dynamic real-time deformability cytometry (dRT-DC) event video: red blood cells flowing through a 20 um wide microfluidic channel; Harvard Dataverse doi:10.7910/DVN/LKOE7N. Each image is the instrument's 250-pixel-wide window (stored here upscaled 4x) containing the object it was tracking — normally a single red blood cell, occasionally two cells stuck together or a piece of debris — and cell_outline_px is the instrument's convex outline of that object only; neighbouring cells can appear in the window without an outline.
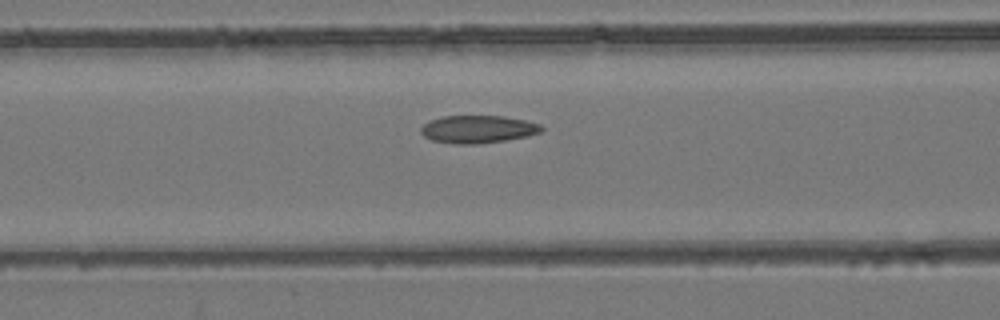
{"species": "common noctule bat (a hibernating species)", "species_latin": "Nyctalus noctula", "temperature_condition": "room temperature", "stored_images_in_passage": 48, "camera_frame_rate_fps": 3000, "um_per_image_px": 0.085, "animal": {"sex": "female", "body_mass_g": 24.6, "forearm_length_mm": 56.2}, "frame": {"image": 1, "passage_image": 19, "time_ms": 6.0, "image_size_px": [1000, 320], "cell_outline_px": [[544, 128], [540, 132], [524, 136], [504, 140], [476, 144], [452, 144], [432, 140], [424, 136], [420, 132], [420, 128], [424, 124], [432, 120], [444, 116], [504, 116], [524, 120], [540, 124]], "centroid_in_image_um": [40.59, 10.98], "position_along_channel_um": 126.0, "area_um2": 19.25}}
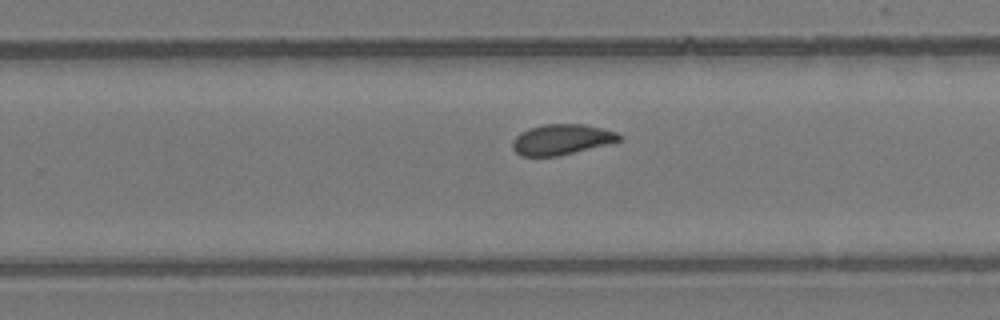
{"frame": {"image": 2, "passage_image": 31, "time_ms": 10.0, "image_size_px": [1000, 320], "cell_outline_px": [[624, 136], [620, 140], [556, 156], [520, 156], [512, 148], [512, 140], [520, 132], [528, 128], [544, 124], [584, 124], [616, 132]], "centroid_in_image_um": [47.67, 11.84], "position_along_channel_um": 282.1, "area_um2": 18.67}}
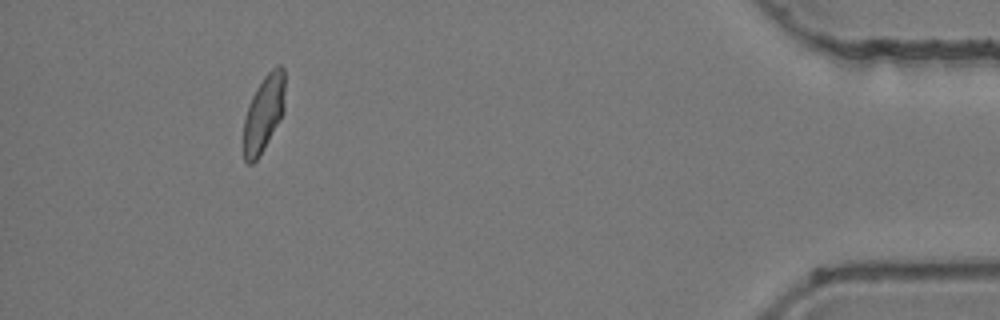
{"frame": {"image": 3, "passage_image": 46, "time_ms": 15.0, "image_size_px": [1000, 320], "cell_outline_px": [[284, 112], [260, 156], [252, 164], [248, 164], [244, 160], [244, 120], [248, 104], [256, 88], [264, 76], [276, 64], [280, 64], [284, 68]], "centroid_in_image_um": [22.42, 9.62], "position_along_channel_um": 412.8, "area_um2": 18.55}, "authors_computed_cell_mechanics": {"area_um2": 19.4208, "velocity_mm_per_s": 3.9075, "shape_relaxation_time_tau1_ms": null, "shape_relaxation_time_tau2_ms": 1.7801, "deformation_change_tau1": null, "deformation_change_tau2": 0.0738}}